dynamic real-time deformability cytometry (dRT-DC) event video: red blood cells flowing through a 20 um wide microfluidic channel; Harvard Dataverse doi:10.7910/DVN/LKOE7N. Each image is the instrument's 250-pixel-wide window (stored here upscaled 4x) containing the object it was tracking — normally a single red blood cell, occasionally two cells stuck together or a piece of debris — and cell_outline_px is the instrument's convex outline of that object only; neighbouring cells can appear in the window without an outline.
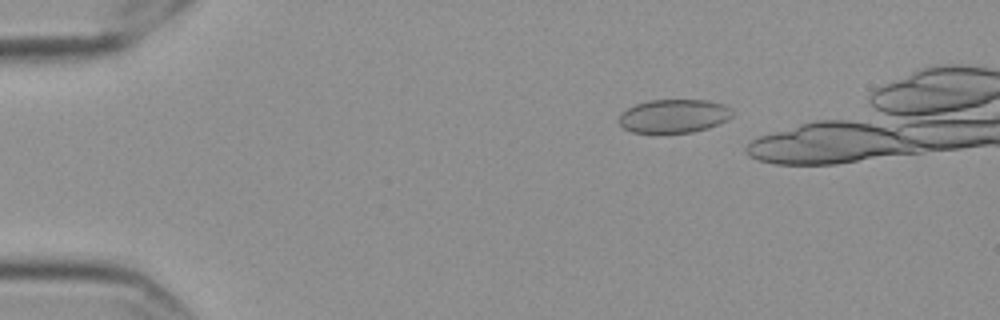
{"species": "Egyptian fruit bat (a non-hibernating species)", "species_latin": "Rousettus aegyptiacus", "temperature_condition": "cold", "stored_images_in_passage": 26, "camera_frame_rate_fps": 3000, "um_per_image_px": 0.085, "frame": {"image": 1, "passage_image": 10, "time_ms": 3.0, "image_size_px": [1000, 320], "cell_outline_px": [[732, 116], [708, 128], [692, 132], [656, 136], [632, 132], [624, 128], [620, 124], [620, 112], [636, 104], [648, 100], [708, 100], [724, 104], [732, 108]], "centroid_in_image_um": [57.23, 9.9], "position_along_channel_um": 27.8, "area_um2": 22.83}}
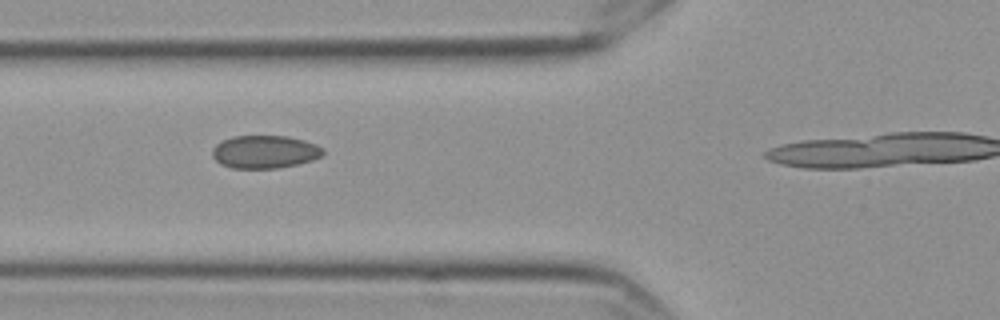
{"frame": {"image": 2, "passage_image": 22, "time_ms": 7.0, "image_size_px": [1000, 320], "cell_outline_px": [[324, 152], [320, 156], [312, 160], [296, 164], [276, 168], [232, 168], [220, 164], [212, 156], [212, 148], [216, 144], [232, 136], [288, 136], [304, 140], [316, 144], [324, 148]], "centroid_in_image_um": [22.49, 12.9], "position_along_channel_um": 103.3, "area_um2": 21.21}}
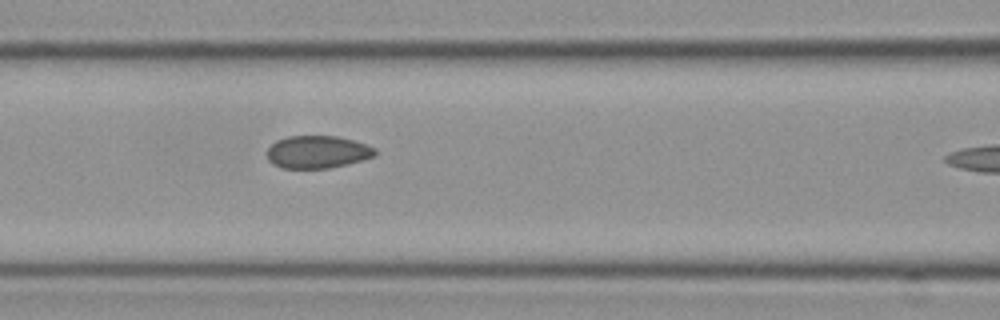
{"frame": {"image": 3, "passage_image": 25, "time_ms": 8.0, "image_size_px": [1000, 320], "cell_outline_px": [[380, 152], [376, 156], [348, 164], [328, 168], [280, 168], [272, 164], [268, 160], [268, 148], [276, 140], [288, 136], [336, 136], [368, 144], [376, 148]], "centroid_in_image_um": [27.03, 12.92], "position_along_channel_um": 139.6, "area_um2": 20.75}}